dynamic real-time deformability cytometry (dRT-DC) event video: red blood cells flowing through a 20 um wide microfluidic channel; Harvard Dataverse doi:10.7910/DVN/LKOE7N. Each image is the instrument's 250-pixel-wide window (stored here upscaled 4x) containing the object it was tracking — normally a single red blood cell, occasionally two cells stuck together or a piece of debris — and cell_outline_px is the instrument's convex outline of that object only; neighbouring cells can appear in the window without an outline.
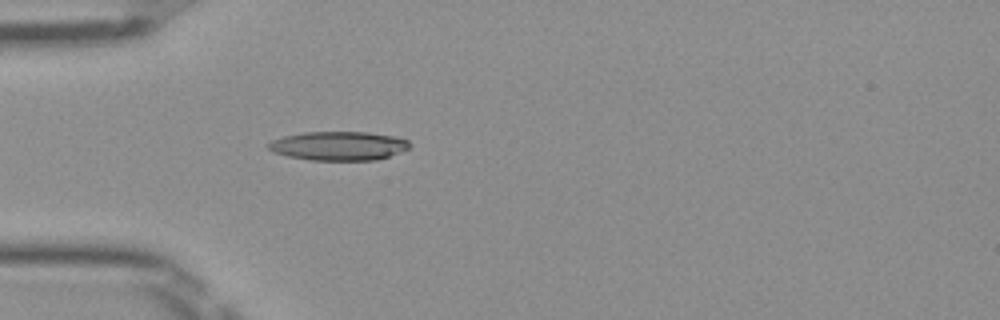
{"species": "Egyptian fruit bat (a non-hibernating species)", "species_latin": "Rousettus aegyptiacus", "temperature_condition": "room temperature", "stored_images_in_passage": 38, "camera_frame_rate_fps": 3000, "um_per_image_px": 0.085, "frame": {"image": 1, "passage_image": 3, "time_ms": 0.667, "image_size_px": [1000, 320], "cell_outline_px": [[408, 148], [400, 152], [376, 160], [312, 160], [288, 156], [272, 152], [268, 148], [268, 144], [272, 140], [284, 136], [304, 132], [368, 132], [396, 136], [408, 140]], "centroid_in_image_um": [28.77, 12.39], "position_along_channel_um": 56.2, "area_um2": 23.7}}
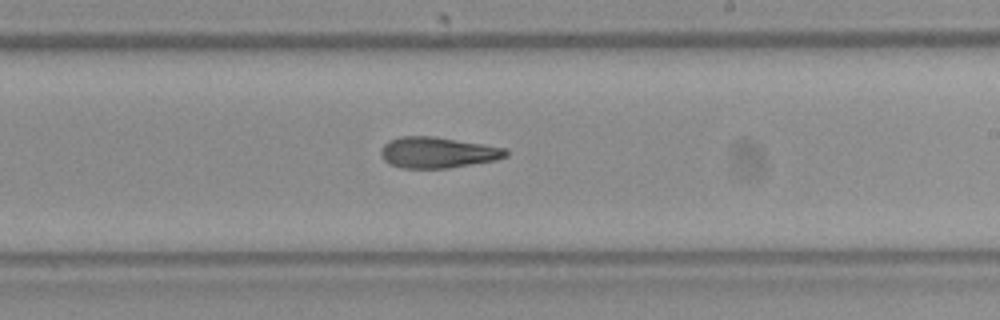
{"frame": {"image": 2, "passage_image": 18, "time_ms": 5.667, "image_size_px": [1000, 320], "cell_outline_px": [[508, 156], [496, 160], [448, 168], [400, 168], [388, 164], [384, 160], [380, 152], [380, 148], [388, 140], [400, 136], [436, 136], [508, 148]], "centroid_in_image_um": [37.19, 12.95], "position_along_channel_um": 251.8, "area_um2": 22.89}}
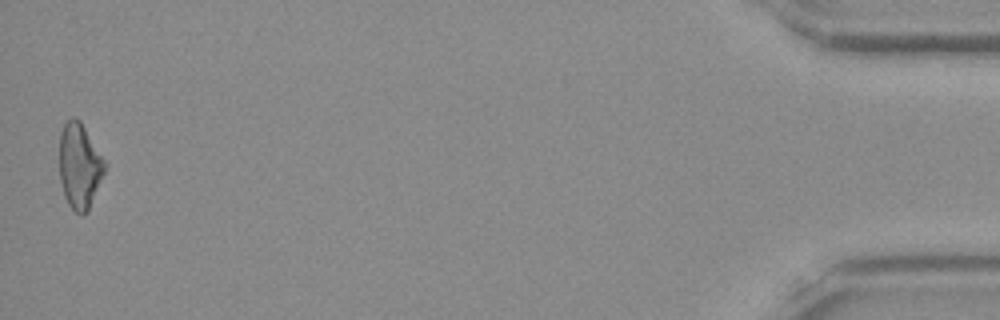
{"frame": {"image": 3, "passage_image": 38, "time_ms": 12.333, "image_size_px": [1000, 320], "cell_outline_px": [[104, 172], [88, 212], [84, 216], [80, 216], [68, 204], [64, 196], [60, 180], [60, 132], [64, 124], [72, 116], [76, 116], [80, 120], [104, 160]], "centroid_in_image_um": [6.74, 14.12], "position_along_channel_um": 428.5, "area_um2": 22.37}, "authors_computed_cell_mechanics": {"area_um2": 22.7732, "velocity_mm_per_s": 4.022, "shape_relaxation_time_tau1_ms": 8.9446, "shape_relaxation_time_tau2_ms": 3.8826, "deformation_change_tau1": 0.2609, "deformation_change_tau2": 0.1521}}